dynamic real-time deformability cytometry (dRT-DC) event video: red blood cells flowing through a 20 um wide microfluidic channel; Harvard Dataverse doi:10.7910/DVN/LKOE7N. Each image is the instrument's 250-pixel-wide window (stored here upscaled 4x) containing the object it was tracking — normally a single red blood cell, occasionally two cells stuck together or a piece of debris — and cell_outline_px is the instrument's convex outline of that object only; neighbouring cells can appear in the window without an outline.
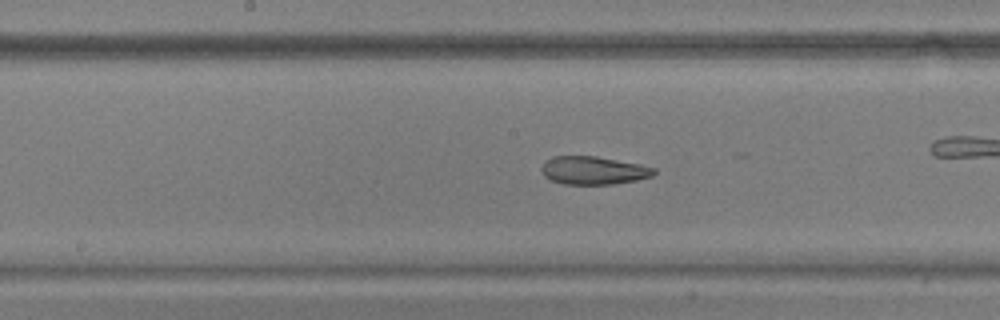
{"species": "common noctule bat (a hibernating species)", "species_latin": "Nyctalus noctula", "temperature_condition": "warm", "stored_images_in_passage": 56, "camera_frame_rate_fps": 3000, "um_per_image_px": 0.085, "animal": {"sex": "male", "body_mass_g": 17.9, "forearm_length_mm": 54.2}, "frame": {"image": 1, "passage_image": 29, "time_ms": 9.333, "image_size_px": [1000, 320], "cell_outline_px": [[656, 172], [652, 176], [636, 180], [616, 184], [564, 184], [552, 180], [544, 176], [540, 168], [544, 160], [552, 156], [596, 156], [640, 164], [656, 168]], "centroid_in_image_um": [50.43, 14.48], "position_along_channel_um": 197.8, "area_um2": 18.55}}
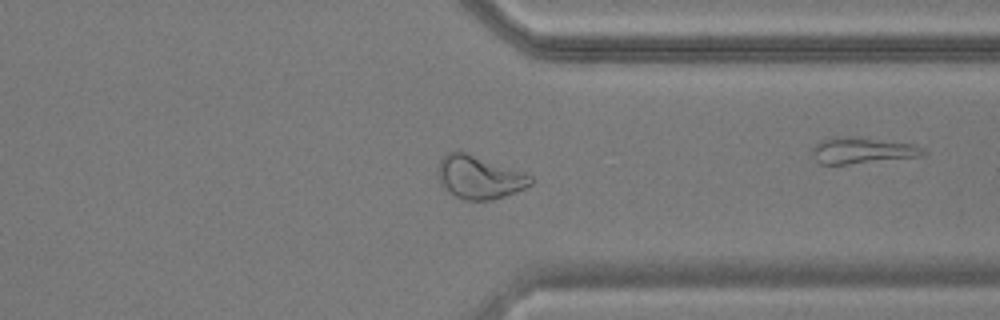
{"frame": {"image": 2, "passage_image": 43, "time_ms": 14.0, "image_size_px": [1000, 320], "cell_outline_px": [[532, 184], [516, 192], [492, 200], [464, 200], [448, 192], [440, 184], [436, 172], [436, 168], [440, 160], [448, 152], [464, 152], [532, 176]], "centroid_in_image_um": [40.67, 15.09], "position_along_channel_um": 370.7, "area_um2": 22.95}}
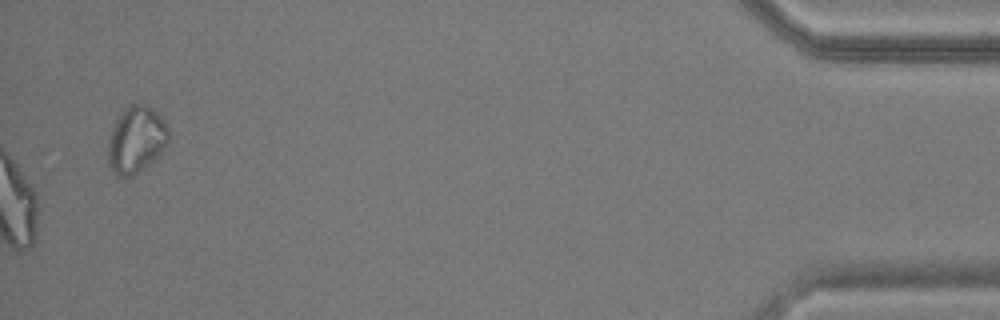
{"frame": {"image": 3, "passage_image": 56, "time_ms": 18.333, "image_size_px": [1000, 320], "cell_outline_px": [[168, 144], [144, 168], [132, 176], [116, 176], [108, 164], [108, 140], [112, 128], [120, 112], [128, 104], [144, 104], [152, 108], [164, 120], [168, 128]], "centroid_in_image_um": [11.55, 11.86], "position_along_channel_um": 423.6, "area_um2": 23.47}, "authors_computed_cell_mechanics": {"area_um2": 22.831, "velocity_mm_per_s": 3.7204, "shape_relaxation_time_tau1_ms": 8.1493, "shape_relaxation_time_tau2_ms": 2.3909, "deformation_change_tau1": 0.2307, "deformation_change_tau2": 0.0969}}